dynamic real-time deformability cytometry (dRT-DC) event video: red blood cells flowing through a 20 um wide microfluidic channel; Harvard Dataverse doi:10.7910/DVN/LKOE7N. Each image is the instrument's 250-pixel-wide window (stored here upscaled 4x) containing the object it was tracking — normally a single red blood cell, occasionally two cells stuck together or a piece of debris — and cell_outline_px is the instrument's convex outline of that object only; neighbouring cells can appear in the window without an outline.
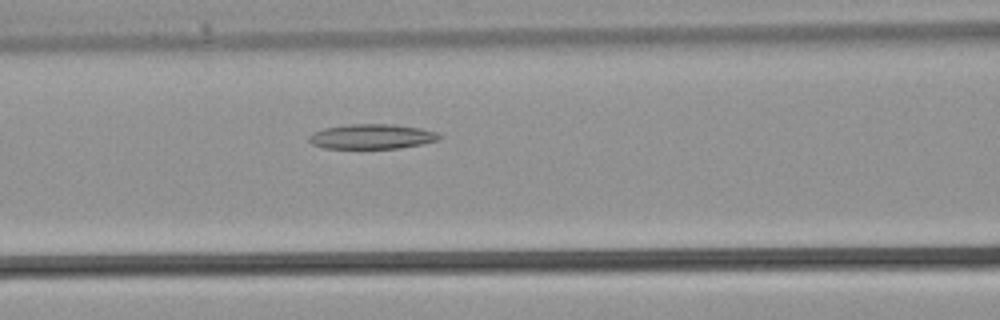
{"species": "common noctule bat (a hibernating species)", "species_latin": "Nyctalus noctula", "temperature_condition": "warm", "stored_images_in_passage": 26, "camera_frame_rate_fps": 3000, "um_per_image_px": 0.085, "animal": {"sex": "male", "body_mass_g": 21.5, "forearm_length_mm": 52.0}, "frame": {"image": 1, "passage_image": 10, "time_ms": 3.0, "image_size_px": [1000, 320], "cell_outline_px": [[444, 136], [440, 140], [424, 144], [400, 148], [324, 148], [312, 144], [308, 140], [308, 136], [312, 132], [324, 128], [348, 124], [392, 124], [420, 128], [436, 132]], "centroid_in_image_um": [31.63, 11.6], "position_along_channel_um": 135.0, "area_um2": 19.07}}
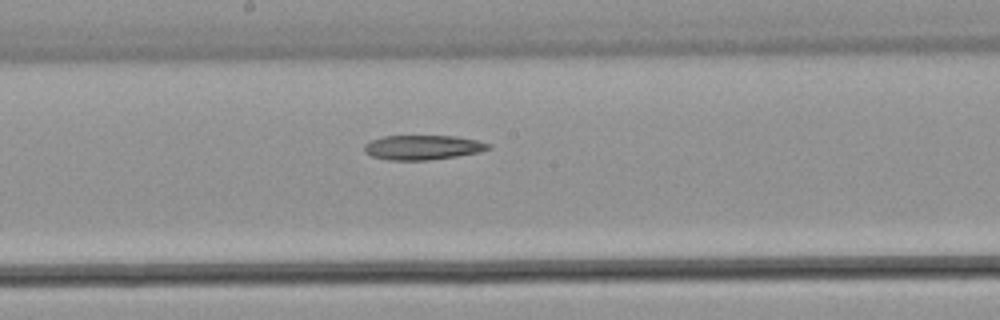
{"frame": {"image": 2, "passage_image": 14, "time_ms": 4.333, "image_size_px": [1000, 320], "cell_outline_px": [[492, 148], [480, 152], [456, 156], [428, 160], [388, 160], [372, 156], [364, 152], [364, 144], [372, 140], [384, 136], [456, 136], [476, 140], [492, 144]], "centroid_in_image_um": [35.95, 12.53], "position_along_channel_um": 212.2, "area_um2": 17.8}}
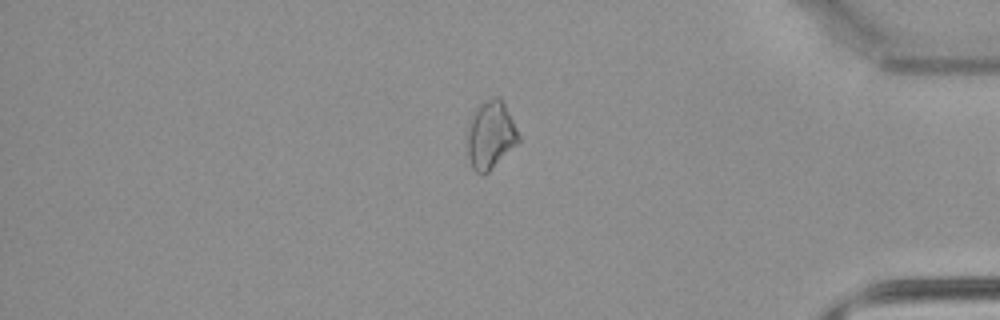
{"frame": {"image": 3, "passage_image": 25, "time_ms": 8.0, "image_size_px": [1000, 320], "cell_outline_px": [[520, 144], [484, 176], [480, 176], [472, 168], [468, 156], [468, 128], [472, 112], [480, 104], [496, 96], [500, 96], [520, 136]], "centroid_in_image_um": [41.72, 11.53], "position_along_channel_um": 393.5, "area_um2": 20.52}}